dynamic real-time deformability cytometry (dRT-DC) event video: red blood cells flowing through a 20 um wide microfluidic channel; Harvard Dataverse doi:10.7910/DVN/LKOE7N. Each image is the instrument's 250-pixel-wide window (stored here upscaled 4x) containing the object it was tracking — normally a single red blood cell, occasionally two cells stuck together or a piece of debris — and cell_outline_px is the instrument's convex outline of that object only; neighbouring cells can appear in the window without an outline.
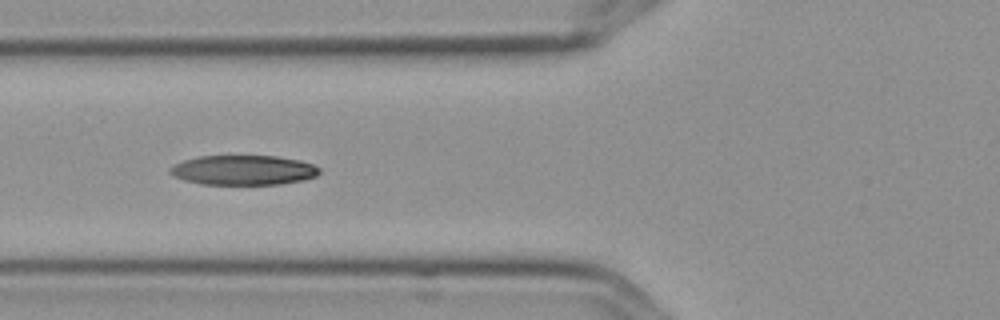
{"species": "Egyptian fruit bat (a non-hibernating species)", "species_latin": "Rousettus aegyptiacus", "temperature_condition": "cold", "stored_images_in_passage": 7, "camera_frame_rate_fps": 3000, "um_per_image_px": 0.085, "frame": {"image": 1, "passage_image": 7, "time_ms": 2.0, "image_size_px": [1000, 320], "cell_outline_px": [[320, 172], [316, 176], [304, 180], [280, 184], [200, 184], [184, 180], [172, 176], [168, 172], [168, 168], [184, 160], [200, 156], [276, 156], [300, 160], [312, 164], [320, 168]], "centroid_in_image_um": [20.68, 14.46], "position_along_channel_um": 105.1, "area_um2": 25.95}}